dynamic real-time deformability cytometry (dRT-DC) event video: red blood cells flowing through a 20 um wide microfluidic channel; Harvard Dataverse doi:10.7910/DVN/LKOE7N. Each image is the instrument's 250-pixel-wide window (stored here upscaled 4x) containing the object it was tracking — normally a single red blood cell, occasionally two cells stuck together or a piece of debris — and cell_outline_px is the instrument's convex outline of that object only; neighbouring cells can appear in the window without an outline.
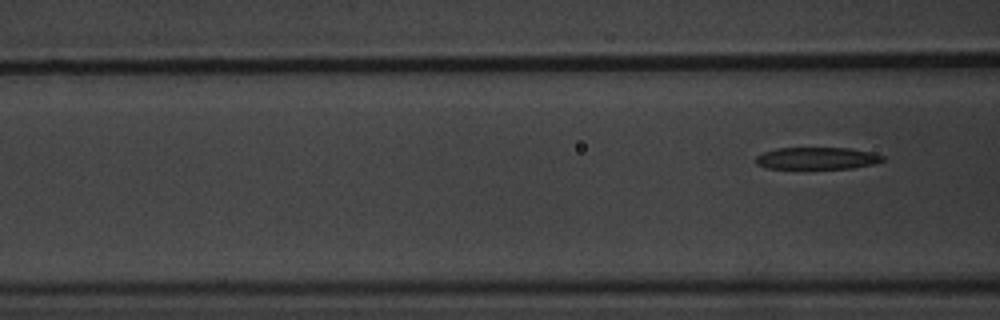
{"species": "common noctule bat (a hibernating species)", "species_latin": "Nyctalus noctula", "temperature_condition": "warm", "stored_images_in_passage": 6, "segment_of_instrument_passage": [2, 2], "camera_frame_rate_fps": 3000, "um_per_image_px": 0.085, "animal": {"sex": "male", "body_mass_g": 20.1, "forearm_length_mm": 53.5}, "frame": {"image": 1, "passage_image": 6, "time_ms": 6.0, "image_size_px": [1000, 320], "cell_outline_px": [[884, 160], [872, 164], [852, 168], [764, 168], [756, 164], [756, 156], [764, 152], [776, 148], [848, 148], [868, 152], [884, 156]], "centroid_in_image_um": [69.39, 13.45], "position_along_channel_um": 97.2, "area_um2": 16.07}}